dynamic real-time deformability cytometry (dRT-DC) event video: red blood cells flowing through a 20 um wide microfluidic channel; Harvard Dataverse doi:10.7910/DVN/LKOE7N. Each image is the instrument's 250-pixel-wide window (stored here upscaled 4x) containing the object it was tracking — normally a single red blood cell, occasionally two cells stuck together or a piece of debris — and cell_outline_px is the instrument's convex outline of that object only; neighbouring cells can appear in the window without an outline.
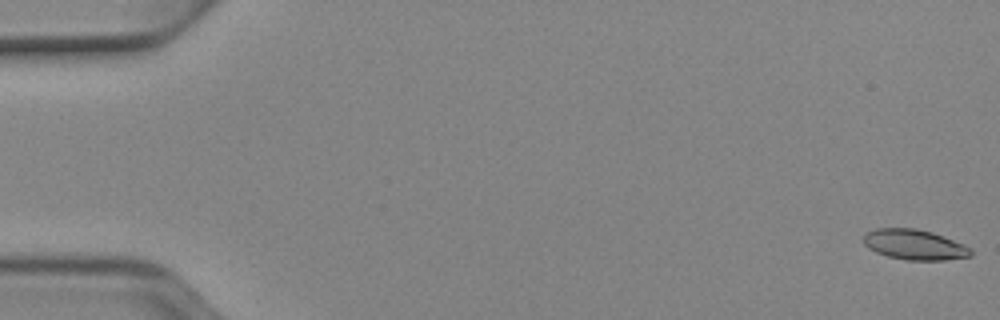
{"species": "Egyptian fruit bat (a non-hibernating species)", "species_latin": "Rousettus aegyptiacus", "temperature_condition": "cold", "stored_images_in_passage": 52, "camera_frame_rate_fps": 3000, "um_per_image_px": 0.085, "animal": {"sex": "female"}, "frame": {"image": 1, "passage_image": 1, "time_ms": 0.0, "image_size_px": [1000, 320], "cell_outline_px": [[972, 256], [944, 260], [908, 260], [888, 256], [876, 252], [868, 248], [864, 244], [864, 232], [876, 228], [916, 228], [932, 232], [964, 244], [972, 248]], "centroid_in_image_um": [77.73, 20.79], "position_along_channel_um": 7.3, "area_um2": 19.02}}
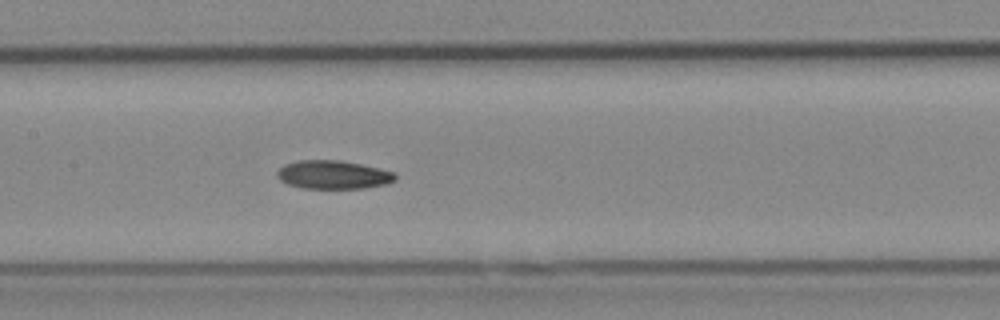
{"frame": {"image": 2, "passage_image": 26, "time_ms": 8.333, "image_size_px": [1000, 320], "cell_outline_px": [[396, 180], [388, 184], [364, 188], [300, 188], [288, 184], [280, 180], [276, 176], [276, 172], [284, 164], [296, 160], [340, 160], [380, 168], [396, 172]], "centroid_in_image_um": [28.33, 14.85], "position_along_channel_um": 179.1, "area_um2": 19.83}}
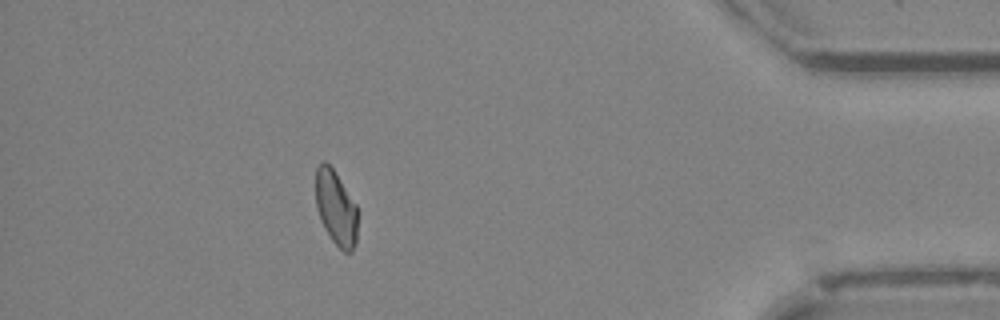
{"frame": {"image": 3, "passage_image": 47, "time_ms": 15.333, "image_size_px": [1000, 320], "cell_outline_px": [[356, 244], [352, 252], [344, 252], [332, 240], [324, 228], [320, 220], [316, 208], [316, 168], [324, 160], [332, 168], [356, 204]], "centroid_in_image_um": [28.54, 17.69], "position_along_channel_um": 406.7, "area_um2": 18.03}, "authors_computed_cell_mechanics": {"area_um2": 19.3341, "velocity_mm_per_s": 3.9086, "shape_relaxation_time_tau1_ms": null, "shape_relaxation_time_tau2_ms": 7.6936, "deformation_change_tau1": null, "deformation_change_tau2": 0.1358}}